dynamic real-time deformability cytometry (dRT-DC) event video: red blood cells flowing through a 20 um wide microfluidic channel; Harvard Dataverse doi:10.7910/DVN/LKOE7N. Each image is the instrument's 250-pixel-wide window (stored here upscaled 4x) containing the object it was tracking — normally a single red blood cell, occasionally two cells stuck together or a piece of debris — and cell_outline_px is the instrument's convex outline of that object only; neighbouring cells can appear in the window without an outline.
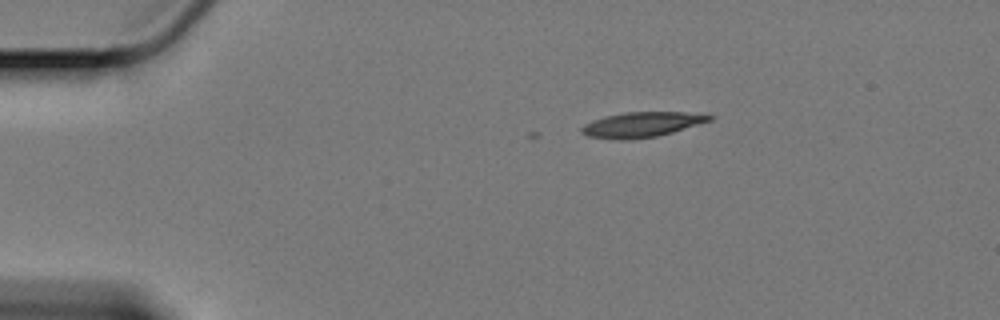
{"species": "Egyptian fruit bat (a non-hibernating species)", "species_latin": "Rousettus aegyptiacus", "temperature_condition": "cold", "stored_images_in_passage": 7, "camera_frame_rate_fps": 3000, "um_per_image_px": 0.085, "animal": {"sex": "female"}, "frame": {"image": 1, "passage_image": 1, "time_ms": 0.0, "image_size_px": [1000, 320], "cell_outline_px": [[716, 116], [712, 120], [672, 132], [656, 136], [624, 140], [620, 140], [588, 136], [580, 132], [580, 128], [584, 124], [592, 120], [604, 116], [624, 112], [684, 112]], "centroid_in_image_um": [54.51, 10.58], "position_along_channel_um": 30.5, "area_um2": 18.61}}